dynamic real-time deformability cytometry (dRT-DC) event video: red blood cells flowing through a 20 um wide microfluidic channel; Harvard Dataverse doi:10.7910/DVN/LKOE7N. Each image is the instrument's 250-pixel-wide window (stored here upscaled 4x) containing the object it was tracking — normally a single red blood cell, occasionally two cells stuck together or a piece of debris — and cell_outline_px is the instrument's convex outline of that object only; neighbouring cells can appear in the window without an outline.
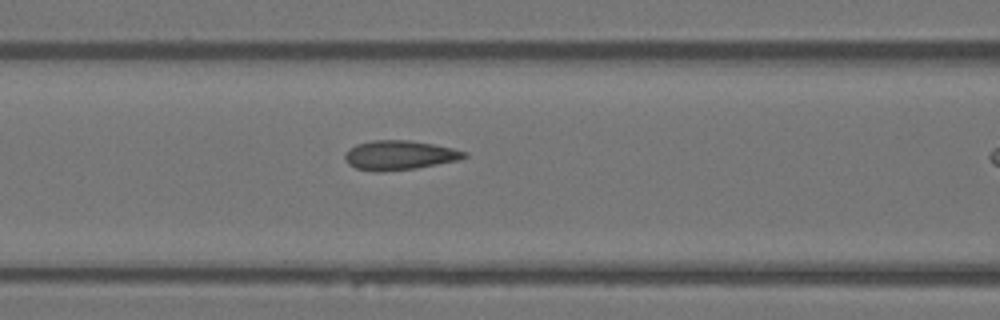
{"species": "Egyptian fruit bat (a non-hibernating species)", "species_latin": "Rousettus aegyptiacus", "temperature_condition": "warm", "stored_images_in_passage": 10, "camera_frame_rate_fps": 3000, "um_per_image_px": 0.085, "animal": {"sex": "female"}, "frame": {"image": 1, "passage_image": 9, "time_ms": 2.667, "image_size_px": [1000, 320], "cell_outline_px": [[468, 156], [460, 160], [416, 168], [380, 172], [376, 172], [356, 168], [348, 164], [344, 156], [344, 152], [348, 148], [356, 144], [372, 140], [408, 140], [432, 144], [452, 148], [468, 152]], "centroid_in_image_um": [33.93, 13.19], "position_along_channel_um": 132.7, "area_um2": 20.58}}